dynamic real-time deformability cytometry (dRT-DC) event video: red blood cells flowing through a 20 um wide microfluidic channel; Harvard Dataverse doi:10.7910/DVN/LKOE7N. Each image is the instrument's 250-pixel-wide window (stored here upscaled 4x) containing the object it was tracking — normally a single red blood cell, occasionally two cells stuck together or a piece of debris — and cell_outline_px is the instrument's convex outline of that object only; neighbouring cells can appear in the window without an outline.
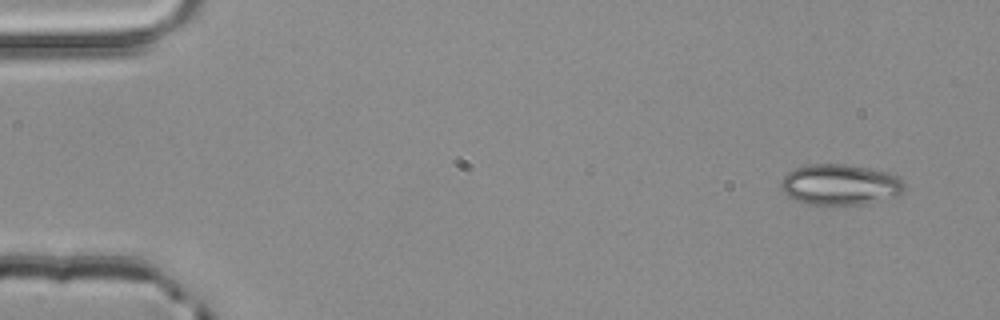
{"species": "common noctule bat (a hibernating species)", "species_latin": "Nyctalus noctula", "temperature_condition": "room temperature", "stored_images_in_passage": 3, "camera_frame_rate_fps": 3000, "um_per_image_px": 0.085, "animal": {"sex": "male", "body_mass_g": 20.4}, "frame": {"image": 1, "passage_image": 1, "time_ms": 0.0, "image_size_px": [1000, 320], "cell_outline_px": [[904, 192], [896, 196], [868, 204], [804, 204], [788, 196], [780, 188], [780, 184], [784, 176], [788, 172], [796, 168], [808, 164], [844, 164], [868, 168], [888, 172], [900, 176], [904, 184]], "centroid_in_image_um": [71.43, 15.69], "position_along_channel_um": 13.6, "area_um2": 29.48}}